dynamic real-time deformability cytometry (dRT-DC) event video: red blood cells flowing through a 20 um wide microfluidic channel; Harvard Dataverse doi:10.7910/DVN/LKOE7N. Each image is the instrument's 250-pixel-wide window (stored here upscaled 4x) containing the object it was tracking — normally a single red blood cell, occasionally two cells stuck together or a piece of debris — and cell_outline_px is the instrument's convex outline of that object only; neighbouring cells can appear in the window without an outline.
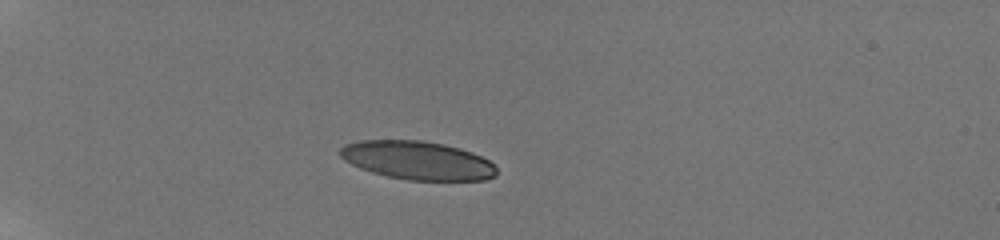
{"species": "human", "species_latin": "Homo sapiens", "temperature_condition": "room temperature", "stored_images_in_passage": 15, "camera_frame_rate_fps": 3000, "um_per_image_px": 0.085, "donor": {"sex": "male"}, "frame": {"image": 1, "passage_image": 4, "time_ms": 1.667, "image_size_px": [1000, 240], "cell_outline_px": [[496, 176], [484, 180], [408, 180], [388, 176], [372, 172], [360, 168], [344, 160], [340, 156], [340, 148], [344, 144], [360, 140], [420, 140], [444, 144], [460, 148], [472, 152], [488, 160], [496, 168]], "centroid_in_image_um": [35.47, 13.63], "position_along_channel_um": 49.5, "area_um2": 35.03}}
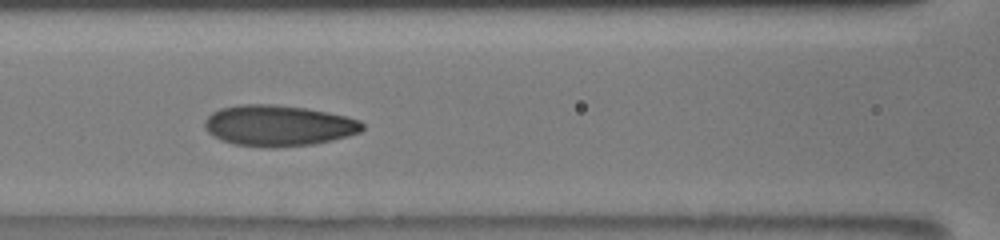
{"frame": {"image": 2, "passage_image": 10, "time_ms": 5.333, "image_size_px": [1000, 240], "cell_outline_px": [[364, 128], [360, 132], [348, 136], [332, 140], [312, 144], [276, 148], [272, 148], [236, 144], [220, 140], [208, 132], [204, 128], [204, 120], [212, 112], [220, 108], [240, 104], [276, 104], [304, 108], [328, 112], [360, 120], [364, 124]], "centroid_in_image_um": [23.65, 10.67], "position_along_channel_um": 143.0, "area_um2": 37.74}}
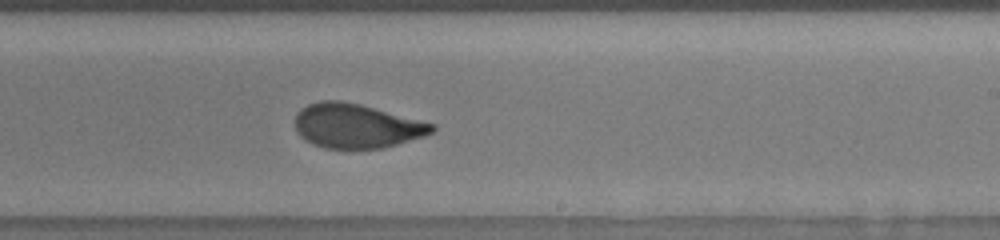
{"frame": {"image": 3, "passage_image": 15, "time_ms": 8.333, "image_size_px": [1000, 240], "cell_outline_px": [[436, 128], [432, 132], [424, 136], [384, 148], [324, 148], [312, 144], [304, 140], [296, 132], [296, 112], [300, 108], [308, 104], [320, 100], [340, 100], [360, 104], [436, 124]], "centroid_in_image_um": [30.27, 10.7], "position_along_channel_um": 258.7, "area_um2": 35.49}}